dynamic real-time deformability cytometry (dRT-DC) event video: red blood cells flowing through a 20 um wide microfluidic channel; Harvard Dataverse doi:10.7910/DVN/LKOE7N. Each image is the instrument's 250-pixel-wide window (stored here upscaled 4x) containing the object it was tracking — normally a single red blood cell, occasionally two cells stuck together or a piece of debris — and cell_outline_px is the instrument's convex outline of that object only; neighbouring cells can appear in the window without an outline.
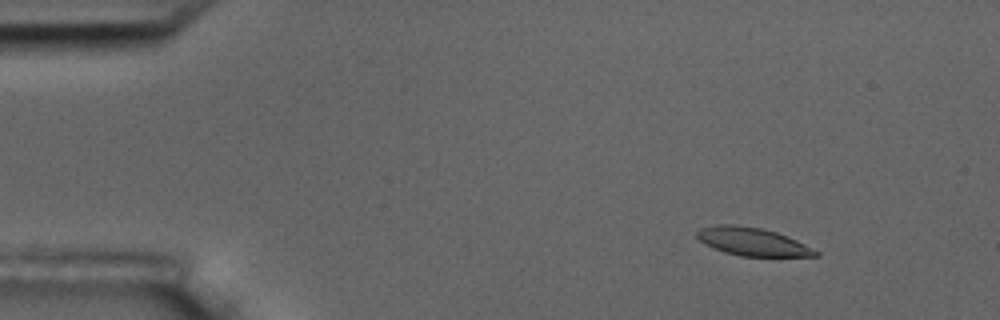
{"species": "common noctule bat (a hibernating species)", "species_latin": "Nyctalus noctula", "temperature_condition": "room temperature", "stored_images_in_passage": 5, "camera_frame_rate_fps": 3000, "um_per_image_px": 0.085, "animal": {"sex": "male", "body_mass_g": 17.5, "forearm_length_mm": 52.3}, "frame": {"image": 1, "passage_image": 2, "time_ms": 1.333, "image_size_px": [1000, 320], "cell_outline_px": [[820, 256], [740, 256], [724, 252], [700, 240], [696, 236], [696, 232], [700, 228], [716, 224], [732, 224], [760, 228], [776, 232], [796, 240], [820, 252]], "centroid_in_image_um": [63.96, 20.54], "position_along_channel_um": 21.0, "area_um2": 19.13}}
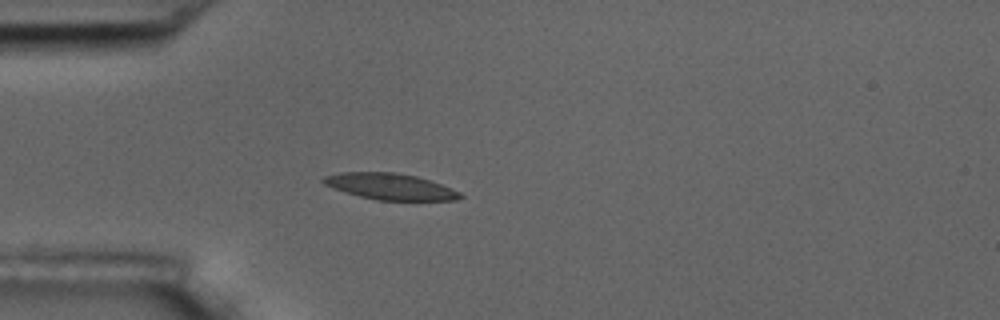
{"frame": {"image": 2, "passage_image": 5, "time_ms": 4.333, "image_size_px": [1000, 320], "cell_outline_px": [[464, 196], [456, 200], [376, 200], [360, 196], [332, 188], [324, 184], [320, 180], [324, 176], [340, 172], [392, 172], [416, 176], [440, 184], [460, 192]], "centroid_in_image_um": [33.13, 15.85], "position_along_channel_um": 51.9, "area_um2": 20.75}}